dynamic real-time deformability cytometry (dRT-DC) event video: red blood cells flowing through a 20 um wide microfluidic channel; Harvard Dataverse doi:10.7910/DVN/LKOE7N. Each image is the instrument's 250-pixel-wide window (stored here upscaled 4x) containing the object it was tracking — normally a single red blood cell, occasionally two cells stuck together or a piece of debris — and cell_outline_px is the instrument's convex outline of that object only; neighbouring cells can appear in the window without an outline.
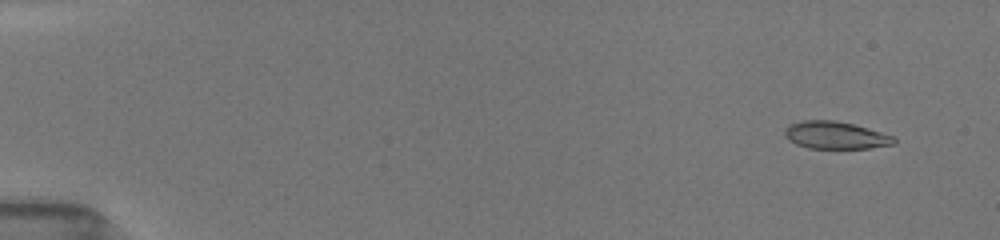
{"species": "common noctule bat (a hibernating species)", "species_latin": "Nyctalus noctula", "temperature_condition": "room temperature", "stored_images_in_passage": 56, "camera_frame_rate_fps": 3000, "um_per_image_px": 0.085, "animal": {"sex": "female", "body_mass_g": 19.5, "forearm_length_mm": 54.1}, "frame": {"image": 1, "passage_image": 5, "time_ms": 1.0, "image_size_px": [1000, 240], "cell_outline_px": [[896, 144], [868, 148], [808, 148], [796, 144], [788, 140], [784, 136], [784, 128], [788, 124], [804, 120], [836, 120], [852, 124], [896, 136]], "centroid_in_image_um": [71.0, 11.49], "position_along_channel_um": 14.0, "area_um2": 17.63}}
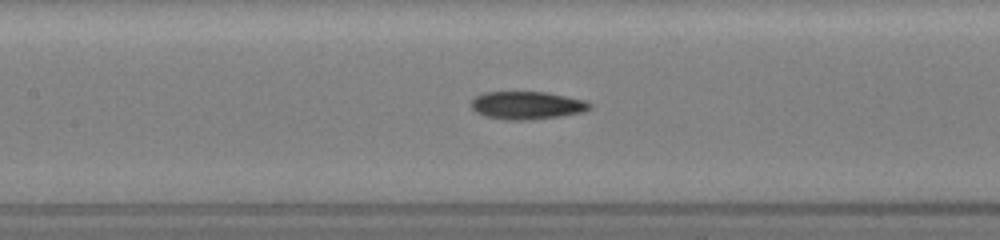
{"frame": {"image": 2, "passage_image": 23, "time_ms": 8.333, "image_size_px": [1000, 240], "cell_outline_px": [[592, 108], [584, 112], [560, 116], [532, 120], [504, 120], [488, 116], [476, 112], [472, 108], [472, 100], [476, 96], [484, 92], [548, 92], [584, 100], [592, 104]], "centroid_in_image_um": [44.83, 8.96], "position_along_channel_um": 162.6, "area_um2": 19.31}}
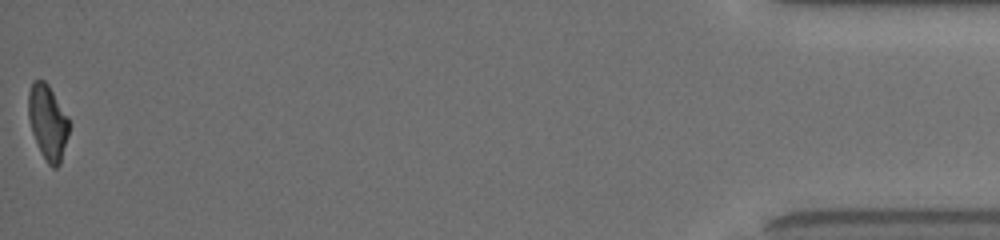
{"frame": {"image": 3, "passage_image": 55, "time_ms": 17.333, "image_size_px": [1000, 240], "cell_outline_px": [[68, 136], [60, 164], [56, 168], [52, 168], [48, 164], [40, 152], [32, 132], [28, 116], [28, 92], [32, 80], [44, 80], [48, 84], [68, 116]], "centroid_in_image_um": [4.05, 10.38], "position_along_channel_um": 431.2, "area_um2": 17.8}, "authors_computed_cell_mechanics": {"area_um2": 18.1781, "velocity_mm_per_s": 3.9461, "shape_relaxation_time_tau1_ms": null, "shape_relaxation_time_tau2_ms": 4.9735, "deformation_change_tau1": null, "deformation_change_tau2": 0.1317}}